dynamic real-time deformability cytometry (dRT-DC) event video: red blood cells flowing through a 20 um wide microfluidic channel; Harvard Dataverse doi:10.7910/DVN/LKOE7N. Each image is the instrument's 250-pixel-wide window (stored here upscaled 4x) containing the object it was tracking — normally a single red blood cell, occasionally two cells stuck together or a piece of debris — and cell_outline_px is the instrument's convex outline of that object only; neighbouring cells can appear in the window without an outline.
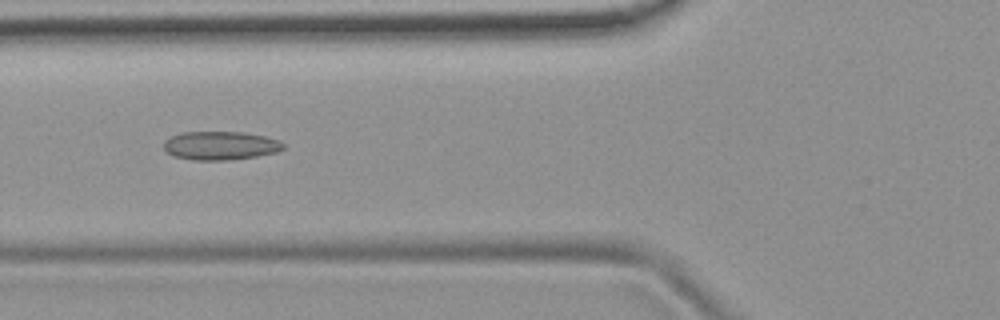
{"species": "common noctule bat (a hibernating species)", "species_latin": "Nyctalus noctula", "temperature_condition": "room temperature", "stored_images_in_passage": 6, "camera_frame_rate_fps": 3000, "um_per_image_px": 0.085, "animal": {"sex": "female", "body_mass_g": 19.9}, "frame": {"image": 1, "passage_image": 5, "time_ms": 5.667, "image_size_px": [1000, 320], "cell_outline_px": [[284, 148], [276, 152], [256, 156], [228, 160], [192, 160], [172, 156], [164, 148], [164, 140], [180, 132], [240, 132], [264, 136], [280, 140], [284, 144]], "centroid_in_image_um": [18.71, 12.38], "position_along_channel_um": 107.1, "area_um2": 19.88}}
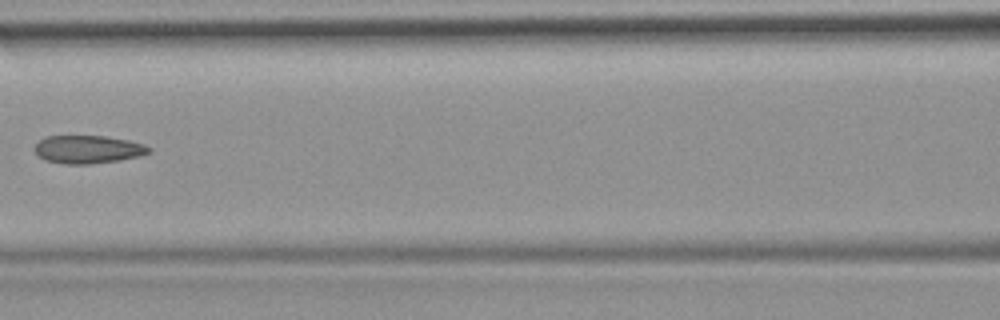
{"frame": {"image": 2, "passage_image": 6, "time_ms": 7.0, "image_size_px": [1000, 320], "cell_outline_px": [[152, 152], [140, 156], [120, 160], [88, 164], [64, 164], [44, 160], [32, 148], [44, 136], [104, 136], [128, 140], [144, 144], [152, 148]], "centroid_in_image_um": [7.49, 12.7], "position_along_channel_um": 159.1, "area_um2": 18.79}}